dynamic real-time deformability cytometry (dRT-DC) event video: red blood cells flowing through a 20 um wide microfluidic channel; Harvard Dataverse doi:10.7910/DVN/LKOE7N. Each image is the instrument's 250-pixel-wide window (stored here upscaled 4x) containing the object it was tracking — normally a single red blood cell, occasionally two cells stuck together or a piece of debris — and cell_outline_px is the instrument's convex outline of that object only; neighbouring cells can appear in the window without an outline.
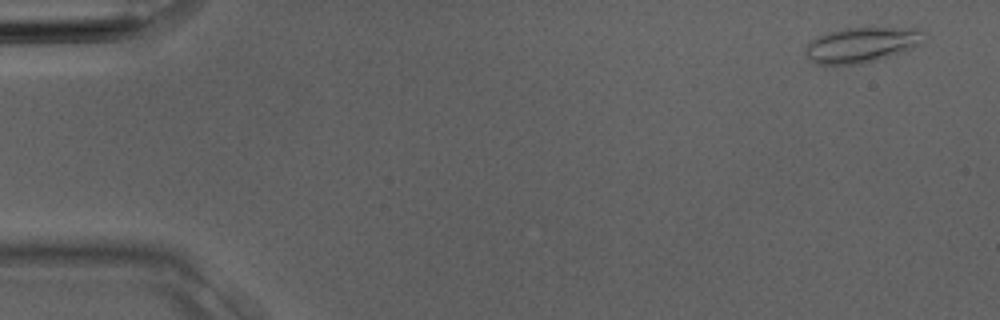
{"species": "Egyptian fruit bat (a non-hibernating species)", "species_latin": "Rousettus aegyptiacus", "temperature_condition": "room temperature", "stored_images_in_passage": 3, "camera_frame_rate_fps": 3000, "um_per_image_px": 0.085, "animal": {"sex": "male"}, "frame": {"image": 1, "passage_image": 1, "time_ms": 0.0, "image_size_px": [1000, 320], "cell_outline_px": [[928, 36], [924, 44], [876, 60], [860, 64], [816, 64], [808, 60], [804, 48], [816, 36], [828, 32], [848, 28], [920, 28], [928, 32]], "centroid_in_image_um": [73.31, 3.8], "position_along_channel_um": 11.7, "area_um2": 24.62}}